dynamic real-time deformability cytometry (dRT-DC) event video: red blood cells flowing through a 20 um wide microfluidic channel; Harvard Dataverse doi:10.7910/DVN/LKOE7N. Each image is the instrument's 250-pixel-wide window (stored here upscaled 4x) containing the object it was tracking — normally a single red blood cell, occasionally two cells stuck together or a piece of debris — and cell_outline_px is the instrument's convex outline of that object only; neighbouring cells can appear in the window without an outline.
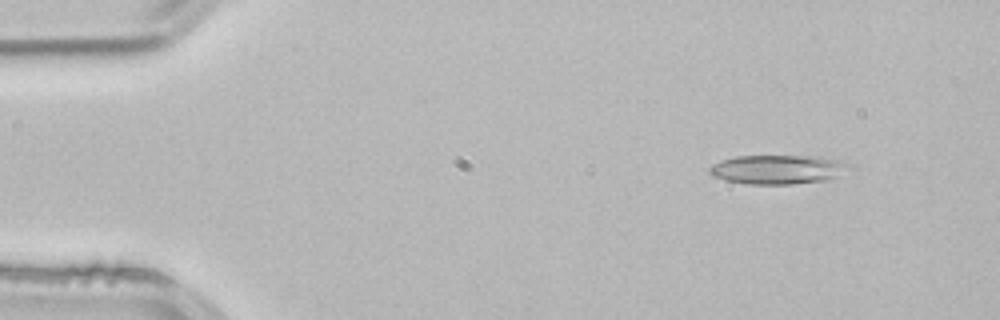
{"species": "common noctule bat (a hibernating species)", "species_latin": "Nyctalus noctula", "temperature_condition": "room temperature", "stored_images_in_passage": 2, "camera_frame_rate_fps": 3000, "um_per_image_px": 0.085, "animal": {"sex": "male", "body_mass_g": 21.5, "forearm_length_mm": 52.0}, "frame": {"image": 1, "passage_image": 1, "time_ms": 0.0, "image_size_px": [1000, 320], "cell_outline_px": [[856, 168], [828, 180], [792, 184], [748, 184], [728, 180], [716, 176], [708, 172], [708, 168], [712, 164], [720, 160], [736, 156], [820, 156], [840, 160], [852, 164]], "centroid_in_image_um": [66.22, 14.39], "position_along_channel_um": 18.8, "area_um2": 24.04}}